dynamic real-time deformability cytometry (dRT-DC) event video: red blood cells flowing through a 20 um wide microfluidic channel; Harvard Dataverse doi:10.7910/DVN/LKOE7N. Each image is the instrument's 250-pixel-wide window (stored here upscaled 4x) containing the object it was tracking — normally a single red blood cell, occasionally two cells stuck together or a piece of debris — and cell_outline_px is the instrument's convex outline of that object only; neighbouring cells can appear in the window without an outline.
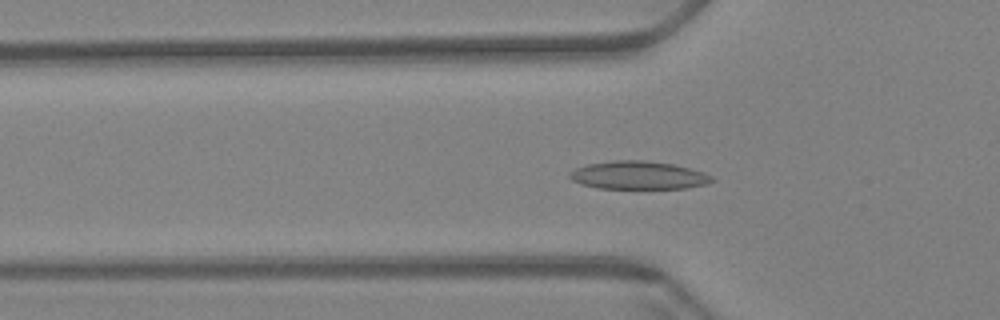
{"species": "Egyptian fruit bat (a non-hibernating species)", "species_latin": "Rousettus aegyptiacus", "temperature_condition": "warm", "stored_images_in_passage": 60, "camera_frame_rate_fps": 3000, "um_per_image_px": 0.085, "animal": {"sex": "female"}, "frame": {"image": 1, "passage_image": 19, "time_ms": 6.0, "image_size_px": [1000, 320], "cell_outline_px": [[716, 180], [704, 184], [684, 188], [596, 188], [580, 184], [572, 180], [568, 176], [568, 172], [576, 168], [588, 164], [612, 160], [644, 160], [672, 164], [704, 172], [712, 176]], "centroid_in_image_um": [54.22, 14.89], "position_along_channel_um": 71.6, "area_um2": 23.24}}
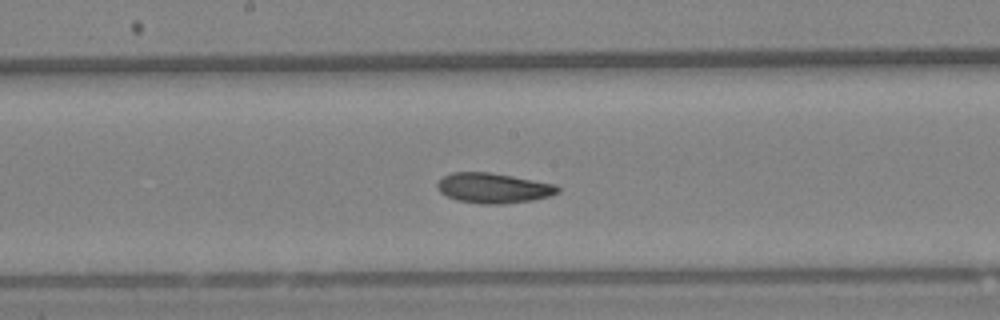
{"frame": {"image": 2, "passage_image": 31, "time_ms": 10.0, "image_size_px": [1000, 320], "cell_outline_px": [[560, 192], [548, 196], [532, 200], [500, 204], [480, 204], [456, 200], [440, 192], [436, 188], [436, 184], [444, 176], [452, 172], [488, 172], [512, 176], [556, 184], [560, 188]], "centroid_in_image_um": [41.93, 15.98], "position_along_channel_um": 206.3, "area_um2": 21.1}}
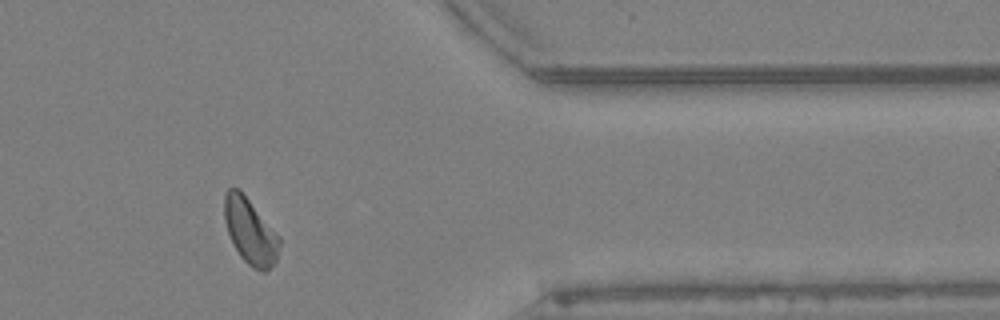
{"frame": {"image": 3, "passage_image": 49, "time_ms": 16.0, "image_size_px": [1000, 320], "cell_outline_px": [[280, 244], [276, 260], [264, 272], [260, 272], [252, 268], [240, 256], [228, 232], [224, 220], [224, 196], [228, 188], [240, 188], [280, 236]], "centroid_in_image_um": [21.27, 19.63], "position_along_channel_um": 390.1, "area_um2": 21.1}, "authors_computed_cell_mechanics": {"area_um2": 21.2126, "velocity_mm_per_s": 3.379, "shape_relaxation_time_tau1_ms": 7.2612, "shape_relaxation_time_tau2_ms": null, "deformation_change_tau1": 0.1411, "deformation_change_tau2": null}}